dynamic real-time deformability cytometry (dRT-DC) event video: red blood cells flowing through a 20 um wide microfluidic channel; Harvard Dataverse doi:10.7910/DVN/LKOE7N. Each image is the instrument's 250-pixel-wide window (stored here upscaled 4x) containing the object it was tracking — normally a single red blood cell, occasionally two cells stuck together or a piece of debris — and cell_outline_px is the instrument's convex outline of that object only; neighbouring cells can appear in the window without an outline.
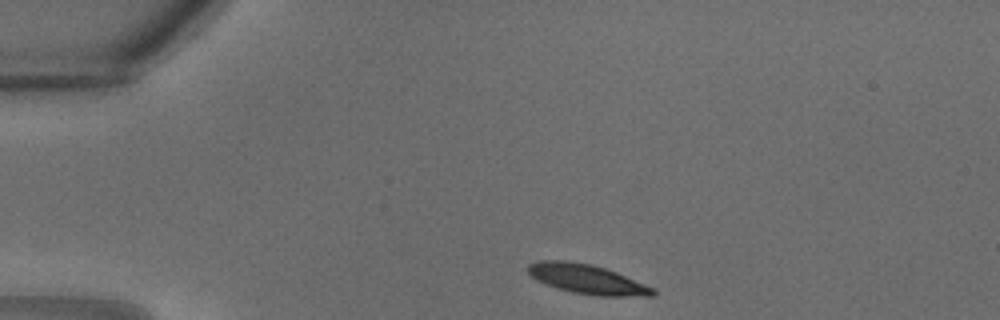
{"species": "common noctule bat (a hibernating species)", "species_latin": "Nyctalus noctula", "temperature_condition": "warm", "stored_images_in_passage": 26, "camera_frame_rate_fps": 3000, "um_per_image_px": 0.085, "animal": {"sex": "male", "body_mass_g": 18.8}, "frame": {"image": 1, "passage_image": 1, "time_ms": 0.0, "image_size_px": [1000, 320], "cell_outline_px": [[656, 296], [596, 296], [572, 292], [556, 288], [536, 280], [528, 272], [528, 264], [540, 260], [564, 260], [592, 264], [616, 272], [656, 288]], "centroid_in_image_um": [49.93, 23.73], "position_along_channel_um": 35.1, "area_um2": 21.62}}
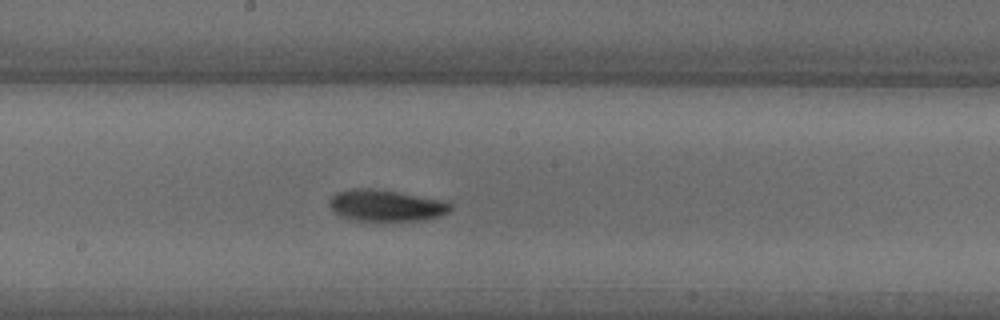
{"frame": {"image": 2, "passage_image": 12, "time_ms": 3.667, "image_size_px": [1000, 320], "cell_outline_px": [[452, 208], [448, 212], [440, 216], [420, 220], [356, 220], [340, 216], [332, 212], [328, 204], [328, 200], [336, 192], [352, 188], [372, 188], [444, 200], [452, 204]], "centroid_in_image_um": [32.76, 17.46], "position_along_channel_um": 215.4, "area_um2": 22.2}}
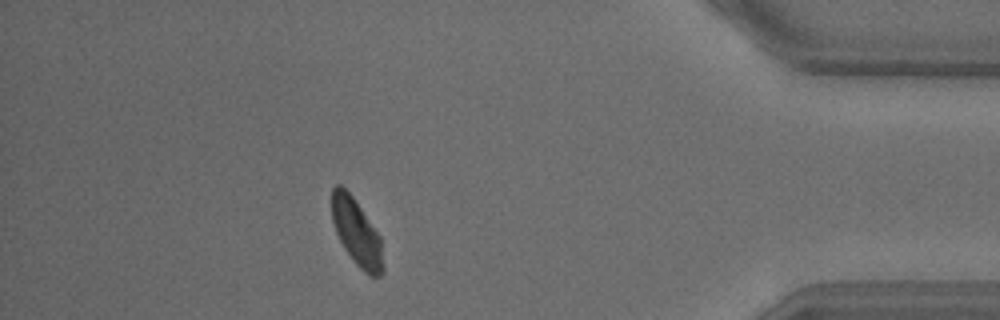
{"frame": {"image": 3, "passage_image": 23, "time_ms": 7.333, "image_size_px": [1000, 320], "cell_outline_px": [[384, 272], [380, 276], [368, 276], [352, 260], [344, 248], [336, 232], [332, 220], [332, 188], [336, 184], [340, 184], [352, 196], [380, 236], [384, 268]], "centroid_in_image_um": [30.32, 19.79], "position_along_channel_um": 404.9, "area_um2": 19.77}}